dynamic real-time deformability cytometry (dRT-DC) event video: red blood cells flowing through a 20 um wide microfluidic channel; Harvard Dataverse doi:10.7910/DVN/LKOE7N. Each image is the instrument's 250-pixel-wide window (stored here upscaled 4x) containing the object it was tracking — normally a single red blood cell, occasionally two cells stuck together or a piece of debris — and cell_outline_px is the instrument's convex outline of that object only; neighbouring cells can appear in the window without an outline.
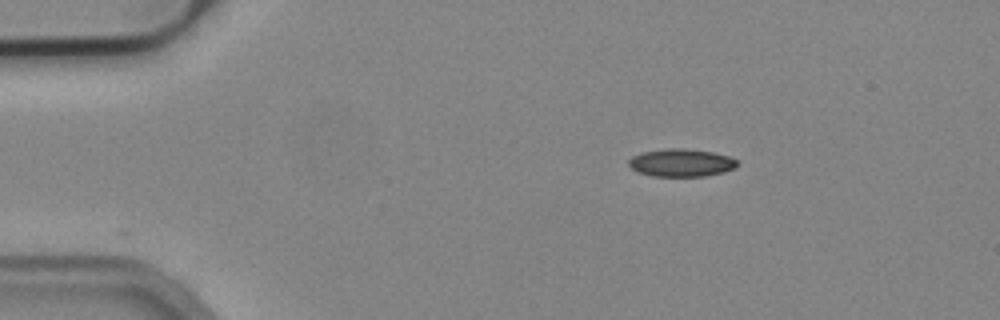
{"species": "common noctule bat (a hibernating species)", "species_latin": "Nyctalus noctula", "temperature_condition": "cold", "stored_images_in_passage": 27, "camera_frame_rate_fps": 3000, "um_per_image_px": 0.085, "animal": {"sex": "male", "body_mass_g": 19.2, "forearm_length_mm": 51.8}, "frame": {"image": 1, "passage_image": 1, "time_ms": 0.0, "image_size_px": [1000, 320], "cell_outline_px": [[740, 164], [736, 168], [724, 172], [704, 176], [652, 176], [636, 172], [628, 164], [628, 160], [632, 156], [640, 152], [672, 148], [684, 148], [712, 152], [728, 156], [740, 160]], "centroid_in_image_um": [57.93, 13.83], "position_along_channel_um": 27.1, "area_um2": 17.8}}
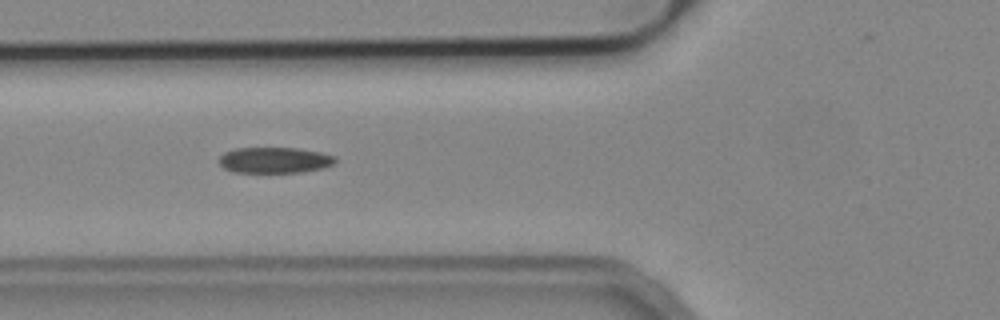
{"frame": {"image": 2, "passage_image": 12, "time_ms": 3.667, "image_size_px": [1000, 320], "cell_outline_px": [[336, 160], [332, 164], [324, 168], [300, 172], [232, 172], [224, 168], [220, 164], [220, 156], [224, 152], [236, 148], [296, 148], [320, 152], [336, 156]], "centroid_in_image_um": [23.34, 13.61], "position_along_channel_um": 102.5, "area_um2": 17.46}}
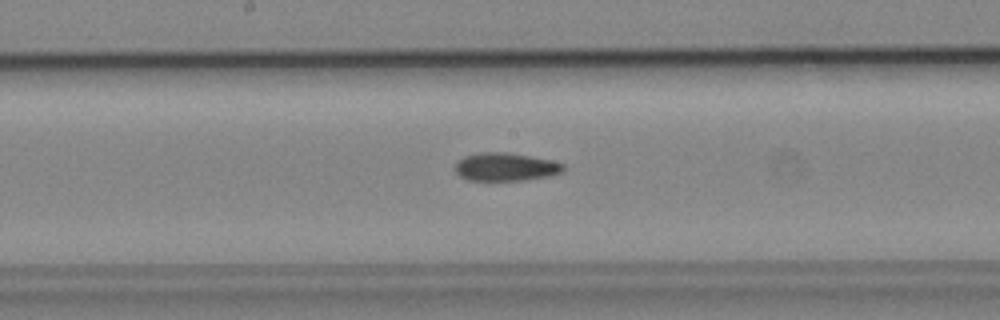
{"frame": {"image": 3, "passage_image": 20, "time_ms": 6.333, "image_size_px": [1000, 320], "cell_outline_px": [[564, 172], [548, 176], [524, 180], [468, 180], [460, 176], [456, 172], [456, 160], [464, 156], [480, 152], [504, 152], [552, 160], [564, 164]], "centroid_in_image_um": [42.97, 14.18], "position_along_channel_um": 205.2, "area_um2": 17.69}}